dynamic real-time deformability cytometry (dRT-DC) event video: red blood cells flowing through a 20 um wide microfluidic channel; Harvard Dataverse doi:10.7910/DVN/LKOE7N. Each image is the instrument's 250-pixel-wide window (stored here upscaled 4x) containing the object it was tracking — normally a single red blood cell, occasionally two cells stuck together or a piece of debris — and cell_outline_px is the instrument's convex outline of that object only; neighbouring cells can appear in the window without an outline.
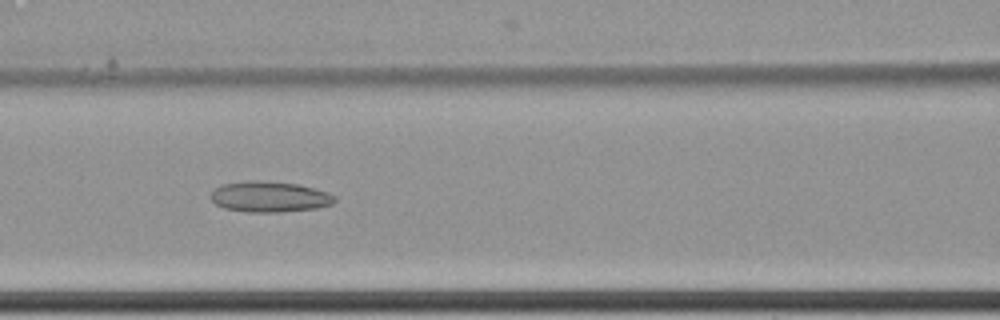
{"species": "common noctule bat (a hibernating species)", "species_latin": "Nyctalus noctula", "temperature_condition": "cold", "stored_images_in_passage": 15, "camera_frame_rate_fps": 3000, "um_per_image_px": 0.085, "animal": {"sex": "female", "body_mass_g": 22.7, "forearm_length_mm": 54.2}, "frame": {"image": 1, "passage_image": 7, "time_ms": 2.0, "image_size_px": [1000, 320], "cell_outline_px": [[336, 200], [332, 204], [316, 208], [280, 212], [248, 212], [224, 208], [216, 204], [208, 196], [220, 184], [300, 184], [316, 188], [328, 192], [336, 196]], "centroid_in_image_um": [22.97, 16.78], "position_along_channel_um": 143.6, "area_um2": 21.15}}
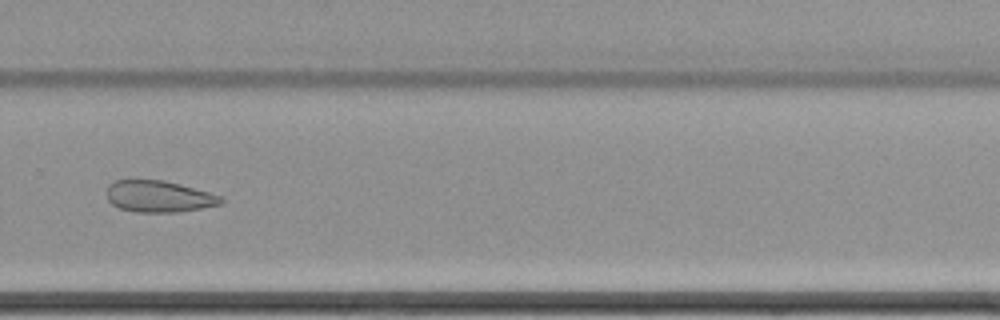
{"frame": {"image": 2, "passage_image": 11, "time_ms": 3.333, "image_size_px": [1000, 320], "cell_outline_px": [[224, 204], [176, 212], [136, 212], [120, 208], [112, 204], [108, 200], [108, 184], [116, 180], [132, 176], [164, 180], [180, 184], [224, 196]], "centroid_in_image_um": [13.49, 16.65], "position_along_channel_um": 316.3, "area_um2": 21.73}}
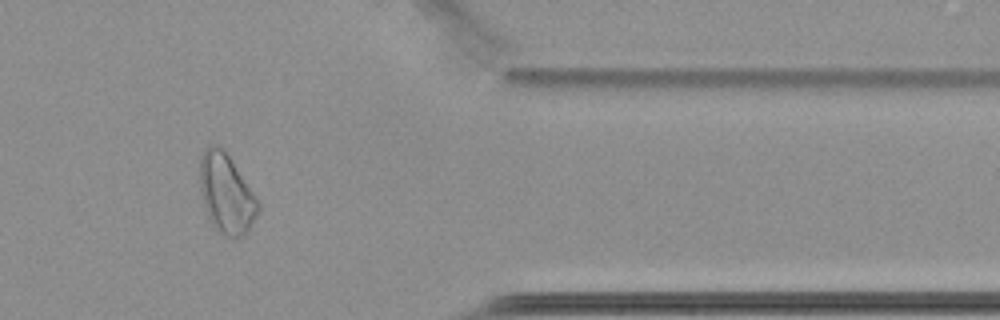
{"frame": {"image": 3, "passage_image": 13, "time_ms": 4.0, "image_size_px": [1000, 320], "cell_outline_px": [[260, 208], [248, 232], [244, 236], [224, 236], [212, 224], [204, 208], [200, 188], [200, 156], [204, 148], [212, 144], [216, 144], [224, 148], [260, 204]], "centroid_in_image_um": [19.22, 16.44], "position_along_channel_um": 392.2, "area_um2": 26.88}}